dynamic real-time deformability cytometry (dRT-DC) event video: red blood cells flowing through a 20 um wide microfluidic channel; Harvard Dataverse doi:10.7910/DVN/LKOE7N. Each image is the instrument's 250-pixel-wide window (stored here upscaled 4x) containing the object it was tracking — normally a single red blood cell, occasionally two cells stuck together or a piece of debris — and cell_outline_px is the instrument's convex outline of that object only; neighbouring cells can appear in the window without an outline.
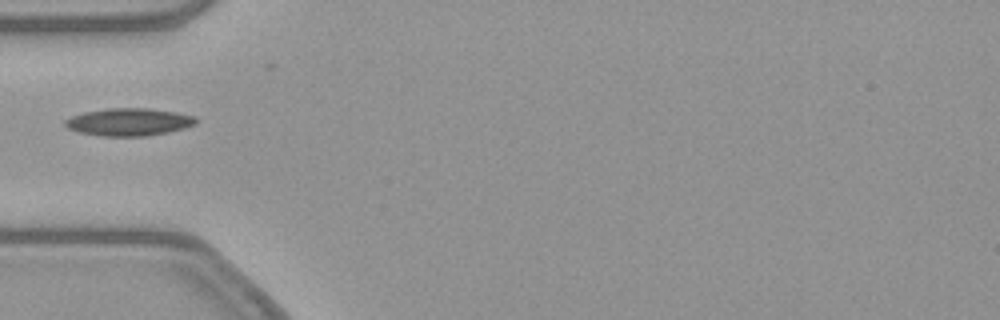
{"species": "common noctule bat (a hibernating species)", "species_latin": "Nyctalus noctula", "temperature_condition": "warm", "stored_images_in_passage": 27, "camera_frame_rate_fps": 3000, "um_per_image_px": 0.085, "animal": {"sex": "female", "body_mass_g": 21.9}, "frame": {"image": 1, "passage_image": 1, "time_ms": 0.0, "image_size_px": [1000, 320], "cell_outline_px": [[196, 124], [184, 128], [168, 132], [144, 136], [100, 136], [80, 132], [68, 128], [64, 124], [64, 120], [72, 116], [84, 112], [108, 108], [148, 108], [176, 112], [196, 116]], "centroid_in_image_um": [10.96, 10.36], "position_along_channel_um": 74.0, "area_um2": 20.98}}
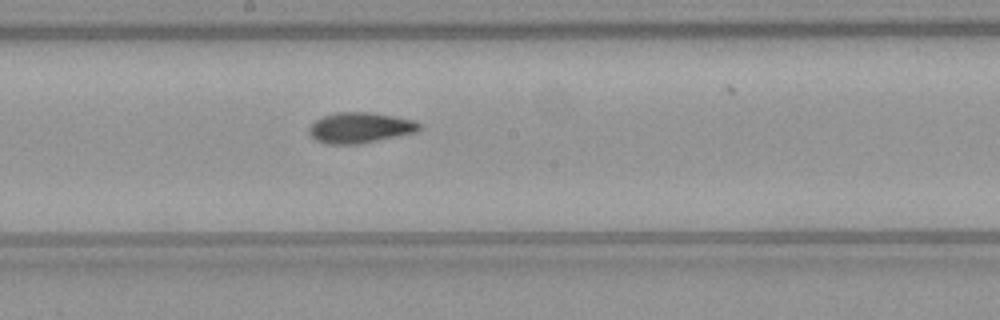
{"frame": {"image": 2, "passage_image": 12, "time_ms": 3.667, "image_size_px": [1000, 320], "cell_outline_px": [[420, 128], [416, 132], [360, 144], [328, 144], [316, 140], [308, 132], [308, 128], [316, 120], [324, 116], [336, 112], [372, 112], [416, 120], [420, 124]], "centroid_in_image_um": [30.61, 10.85], "position_along_channel_um": 217.6, "area_um2": 19.65}}
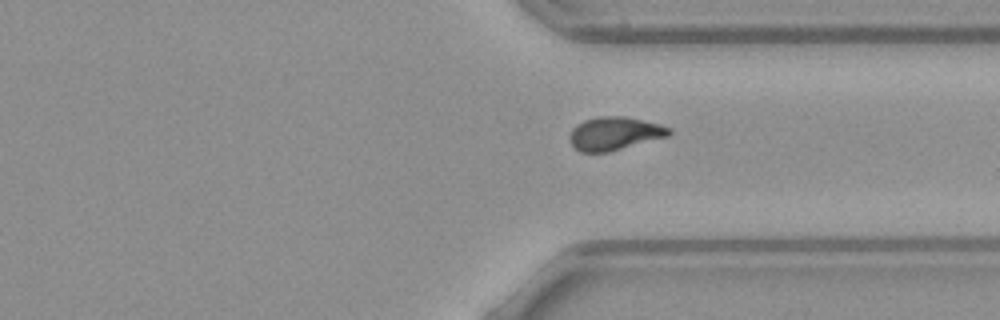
{"frame": {"image": 3, "passage_image": 23, "time_ms": 7.333, "image_size_px": [1000, 320], "cell_outline_px": [[672, 132], [668, 136], [608, 152], [580, 152], [568, 140], [572, 128], [576, 124], [584, 120], [600, 116], [624, 116], [660, 124], [672, 128]], "centroid_in_image_um": [52.23, 11.34], "position_along_channel_um": 359.2, "area_um2": 19.25}}